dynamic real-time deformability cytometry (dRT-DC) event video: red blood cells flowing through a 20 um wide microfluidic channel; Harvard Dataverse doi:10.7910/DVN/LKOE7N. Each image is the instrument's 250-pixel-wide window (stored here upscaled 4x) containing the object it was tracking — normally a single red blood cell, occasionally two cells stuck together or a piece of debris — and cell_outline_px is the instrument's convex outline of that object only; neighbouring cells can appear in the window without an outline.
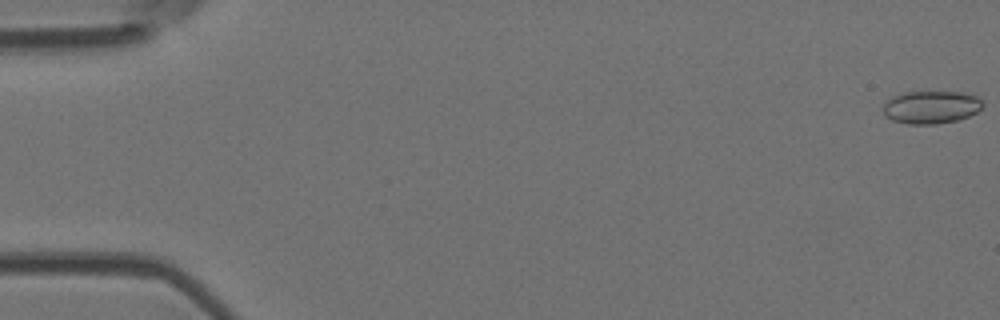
{"species": "Egyptian fruit bat (a non-hibernating species)", "species_latin": "Rousettus aegyptiacus", "temperature_condition": "room temperature", "stored_images_in_passage": 31, "camera_frame_rate_fps": 3000, "um_per_image_px": 0.085, "animal": {"sex": "female"}, "frame": {"image": 1, "passage_image": 1, "time_ms": 0.0, "image_size_px": [1000, 320], "cell_outline_px": [[984, 104], [976, 112], [960, 120], [936, 124], [908, 124], [892, 120], [884, 116], [884, 104], [892, 96], [904, 92], [960, 92], [976, 96]], "centroid_in_image_um": [79.13, 9.12], "position_along_channel_um": 5.9, "area_um2": 19.02}}
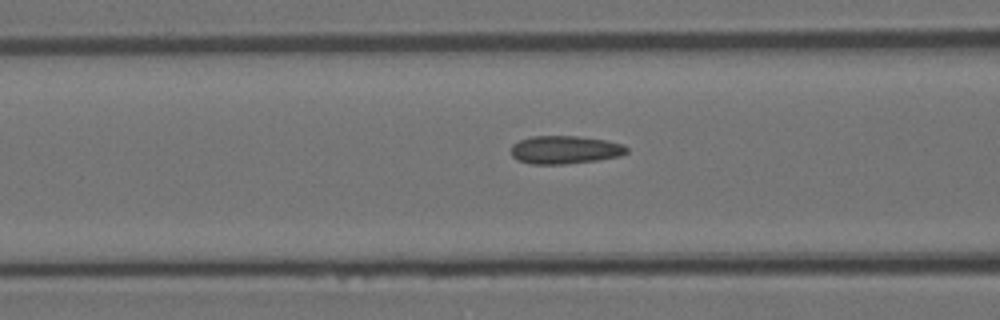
{"frame": {"image": 2, "passage_image": 22, "time_ms": 7.0, "image_size_px": [1000, 320], "cell_outline_px": [[628, 152], [620, 156], [596, 160], [564, 164], [532, 164], [520, 160], [512, 156], [512, 144], [520, 140], [532, 136], [576, 136], [604, 140], [624, 144], [628, 148]], "centroid_in_image_um": [48.04, 12.73], "position_along_channel_um": 118.6, "area_um2": 18.79}}
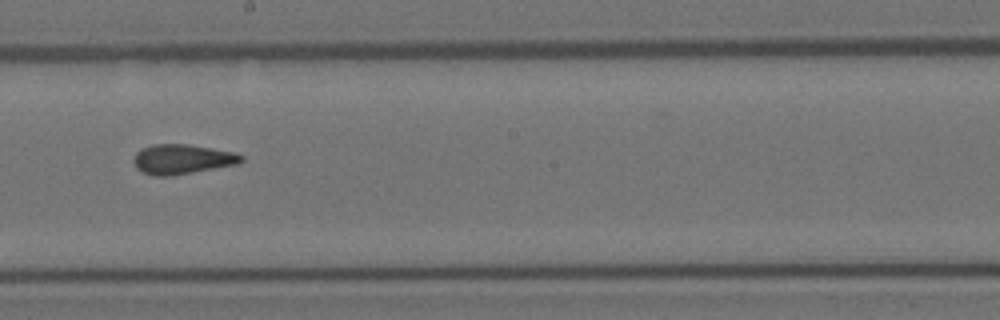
{"frame": {"image": 3, "passage_image": 31, "time_ms": 10.0, "image_size_px": [1000, 320], "cell_outline_px": [[244, 160], [236, 164], [192, 172], [168, 176], [156, 176], [144, 172], [136, 168], [136, 152], [140, 148], [152, 144], [188, 144], [236, 152], [244, 156]], "centroid_in_image_um": [15.51, 13.51], "position_along_channel_um": 232.7, "area_um2": 18.44}}